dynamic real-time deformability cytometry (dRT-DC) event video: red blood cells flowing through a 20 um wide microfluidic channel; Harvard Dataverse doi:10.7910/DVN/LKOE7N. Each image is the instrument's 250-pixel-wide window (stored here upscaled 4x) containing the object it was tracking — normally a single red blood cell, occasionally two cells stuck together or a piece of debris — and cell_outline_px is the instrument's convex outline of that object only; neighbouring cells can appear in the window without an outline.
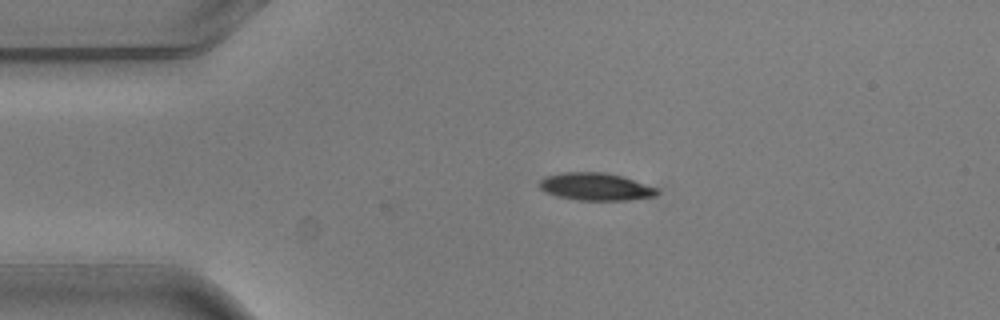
{"species": "common noctule bat (a hibernating species)", "species_latin": "Nyctalus noctula", "temperature_condition": "warm", "stored_images_in_passage": 2, "camera_frame_rate_fps": 3000, "um_per_image_px": 0.085, "animal": {"sex": "male", "body_mass_g": 20.5, "forearm_length_mm": 52.5}, "frame": {"image": 1, "passage_image": 1, "time_ms": 0.0, "image_size_px": [1000, 320], "cell_outline_px": [[660, 192], [656, 196], [628, 200], [576, 200], [556, 196], [544, 192], [536, 184], [544, 176], [560, 172], [608, 172], [660, 188]], "centroid_in_image_um": [50.61, 15.86], "position_along_channel_um": 34.4, "area_um2": 19.31}}